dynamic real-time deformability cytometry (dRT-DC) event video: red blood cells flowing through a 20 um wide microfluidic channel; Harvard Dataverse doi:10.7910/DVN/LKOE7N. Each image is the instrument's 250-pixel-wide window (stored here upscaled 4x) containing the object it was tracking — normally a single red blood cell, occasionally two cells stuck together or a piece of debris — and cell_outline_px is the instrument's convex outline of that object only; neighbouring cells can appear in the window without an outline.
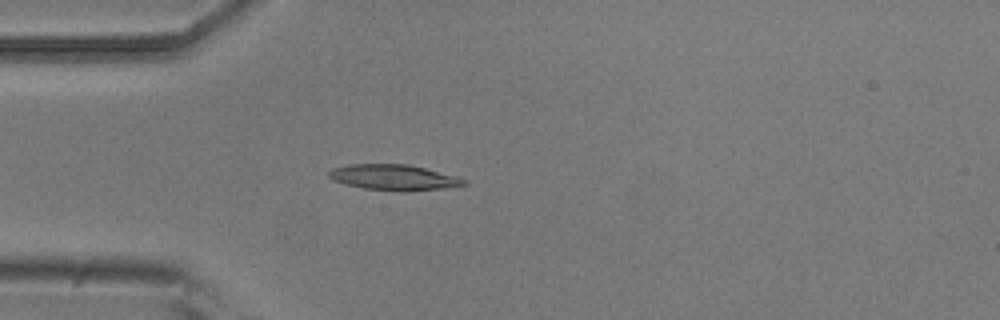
{"species": "common noctule bat (a hibernating species)", "species_latin": "Nyctalus noctula", "temperature_condition": "room temperature", "stored_images_in_passage": 5, "camera_frame_rate_fps": 3000, "um_per_image_px": 0.085, "animal": {"sex": "male", "body_mass_g": 20.5, "forearm_length_mm": 52.5}, "frame": {"image": 1, "passage_image": 5, "time_ms": 1.333, "image_size_px": [1000, 320], "cell_outline_px": [[468, 184], [440, 188], [364, 188], [332, 180], [328, 176], [328, 172], [332, 168], [348, 164], [408, 164], [456, 176], [468, 180]], "centroid_in_image_um": [33.41, 15.01], "position_along_channel_um": 51.6, "area_um2": 18.96}}